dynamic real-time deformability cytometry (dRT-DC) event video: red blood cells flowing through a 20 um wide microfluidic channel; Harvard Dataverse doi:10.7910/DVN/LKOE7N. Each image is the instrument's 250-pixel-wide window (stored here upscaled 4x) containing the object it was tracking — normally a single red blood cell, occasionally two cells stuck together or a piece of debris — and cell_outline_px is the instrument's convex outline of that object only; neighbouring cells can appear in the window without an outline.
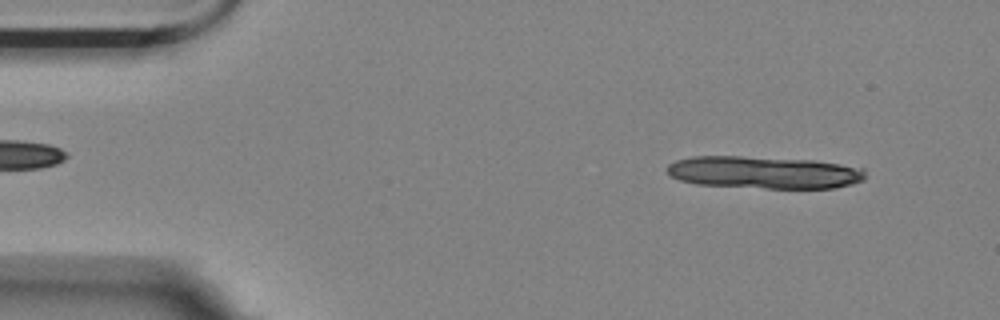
{"species": "Egyptian fruit bat (a non-hibernating species)", "species_latin": "Rousettus aegyptiacus", "temperature_condition": "room temperature", "stored_images_in_passage": 13, "camera_frame_rate_fps": 3000, "um_per_image_px": 0.085, "animal": {"sex": "female"}, "frame": {"image": 1, "passage_image": 4, "time_ms": 1.0, "image_size_px": [1000, 320], "cell_outline_px": [[864, 180], [852, 184], [836, 188], [764, 188], [696, 184], [680, 180], [672, 176], [668, 172], [668, 164], [676, 160], [692, 156], [740, 156], [816, 160], [864, 168]], "centroid_in_image_um": [64.96, 14.65], "position_along_channel_um": 20.0, "area_um2": 37.45}}